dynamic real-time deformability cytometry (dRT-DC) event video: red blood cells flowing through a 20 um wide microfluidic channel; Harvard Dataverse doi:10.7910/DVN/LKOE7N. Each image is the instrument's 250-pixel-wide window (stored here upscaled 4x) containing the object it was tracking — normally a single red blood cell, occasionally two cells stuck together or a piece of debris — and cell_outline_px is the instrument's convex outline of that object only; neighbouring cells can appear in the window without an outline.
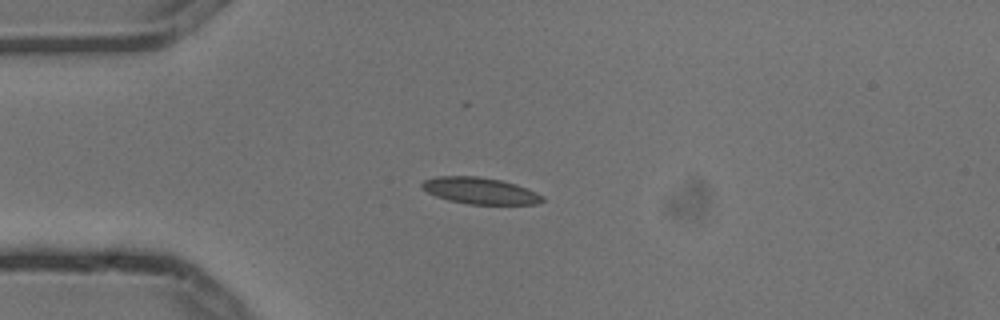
{"species": "common noctule bat (a hibernating species)", "species_latin": "Nyctalus noctula", "temperature_condition": "cold", "stored_images_in_passage": 3, "camera_frame_rate_fps": 3000, "um_per_image_px": 0.085, "animal": {"sex": "male", "body_mass_g": 13.3}, "frame": {"image": 1, "passage_image": 1, "time_ms": 0.0, "image_size_px": [1000, 320], "cell_outline_px": [[544, 200], [536, 204], [468, 204], [448, 200], [436, 196], [420, 188], [420, 184], [424, 180], [436, 176], [480, 176], [500, 180], [516, 184], [536, 192], [544, 196]], "centroid_in_image_um": [40.78, 16.21], "position_along_channel_um": 44.2, "area_um2": 18.67}}
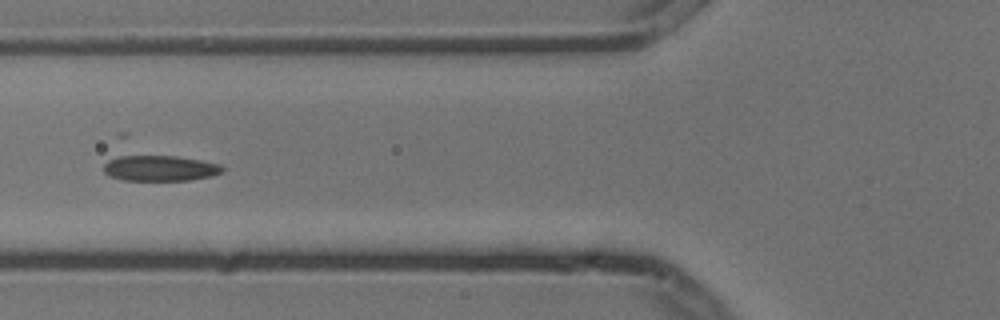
{"frame": {"image": 2, "passage_image": 3, "time_ms": 0.667, "image_size_px": [1000, 320], "cell_outline_px": [[224, 172], [212, 176], [188, 180], [124, 180], [108, 176], [104, 172], [104, 164], [108, 160], [124, 152], [176, 156], [200, 160], [220, 164], [224, 168]], "centroid_in_image_um": [13.51, 14.24], "position_along_channel_um": 112.3, "area_um2": 18.61}}